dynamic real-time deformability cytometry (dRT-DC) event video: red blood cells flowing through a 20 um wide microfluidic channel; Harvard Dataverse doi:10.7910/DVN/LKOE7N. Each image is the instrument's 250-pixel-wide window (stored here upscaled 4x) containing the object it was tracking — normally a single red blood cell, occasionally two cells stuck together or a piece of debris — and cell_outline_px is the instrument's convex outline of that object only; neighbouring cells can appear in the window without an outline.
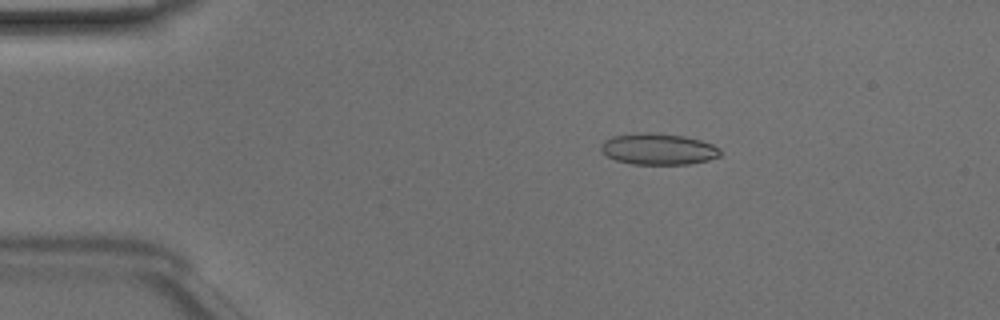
{"species": "Egyptian fruit bat (a non-hibernating species)", "species_latin": "Rousettus aegyptiacus", "temperature_condition": "room temperature", "stored_images_in_passage": 41, "camera_frame_rate_fps": 3000, "um_per_image_px": 0.085, "animal": {"sex": "male"}, "frame": {"image": 1, "passage_image": 1, "time_ms": 0.0, "image_size_px": [1000, 320], "cell_outline_px": [[720, 156], [708, 160], [688, 164], [632, 164], [616, 160], [608, 156], [600, 148], [600, 144], [604, 140], [612, 136], [636, 132], [656, 132], [684, 136], [700, 140], [712, 144], [720, 148]], "centroid_in_image_um": [55.94, 12.65], "position_along_channel_um": 29.1, "area_um2": 21.91}}
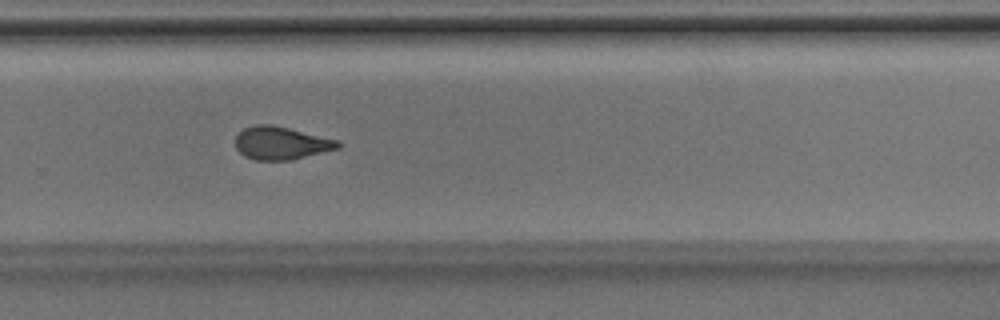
{"frame": {"image": 2, "passage_image": 25, "time_ms": 8.0, "image_size_px": [1000, 320], "cell_outline_px": [[340, 148], [292, 160], [256, 160], [244, 156], [236, 148], [236, 136], [244, 128], [256, 124], [272, 124], [340, 140]], "centroid_in_image_um": [23.92, 12.16], "position_along_channel_um": 305.9, "area_um2": 19.77}}
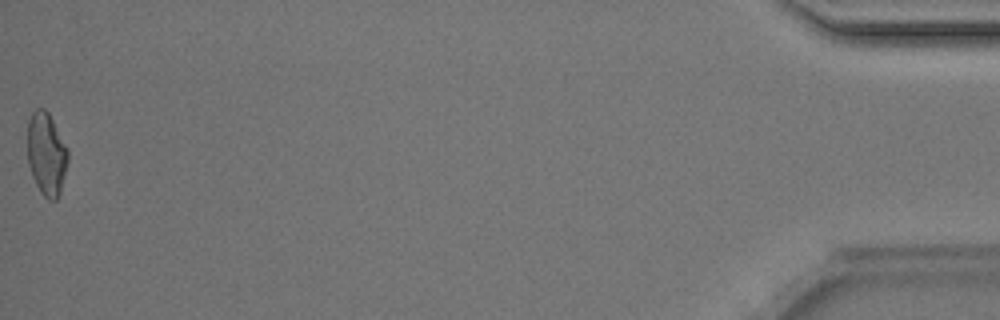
{"frame": {"image": 3, "passage_image": 41, "time_ms": 13.333, "image_size_px": [1000, 320], "cell_outline_px": [[68, 160], [60, 192], [56, 200], [48, 200], [40, 192], [32, 176], [28, 164], [28, 120], [32, 112], [36, 108], [44, 108], [48, 112], [68, 148]], "centroid_in_image_um": [3.94, 13.08], "position_along_channel_um": 431.3, "area_um2": 19.54}, "authors_computed_cell_mechanics": {"area_um2": 19.7676, "velocity_mm_per_s": 4.1766, "shape_relaxation_time_tau1_ms": null, "shape_relaxation_time_tau2_ms": 2.1964, "deformation_change_tau1": null, "deformation_change_tau2": 0.072}}